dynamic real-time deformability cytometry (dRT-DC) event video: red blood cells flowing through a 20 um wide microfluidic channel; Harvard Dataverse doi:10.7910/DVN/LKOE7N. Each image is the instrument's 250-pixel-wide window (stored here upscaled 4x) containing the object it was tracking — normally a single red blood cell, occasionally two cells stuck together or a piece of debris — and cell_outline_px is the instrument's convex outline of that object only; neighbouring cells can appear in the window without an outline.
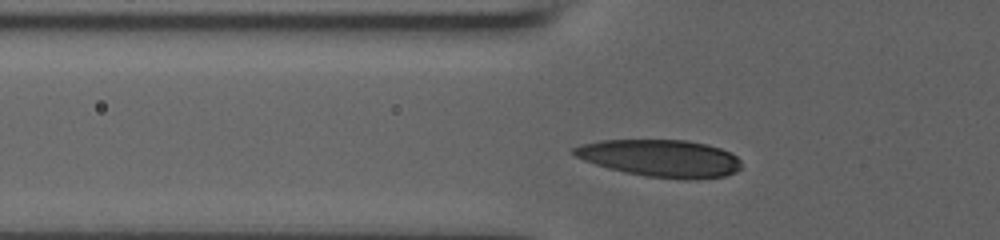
{"species": "human", "species_latin": "Homo sapiens", "temperature_condition": "room temperature", "stored_images_in_passage": 35, "camera_frame_rate_fps": 3000, "um_per_image_px": 0.085, "donor": {"sex": "male"}, "frame": {"image": 1, "passage_image": 8, "time_ms": 2.333, "image_size_px": [1000, 240], "cell_outline_px": [[740, 168], [736, 172], [724, 176], [688, 180], [684, 180], [644, 176], [624, 172], [608, 168], [584, 160], [576, 156], [572, 152], [572, 148], [580, 144], [600, 140], [688, 140], [708, 144], [720, 148], [736, 156], [740, 160]], "centroid_in_image_um": [56.14, 13.45], "position_along_channel_um": 69.7, "area_um2": 36.47}}
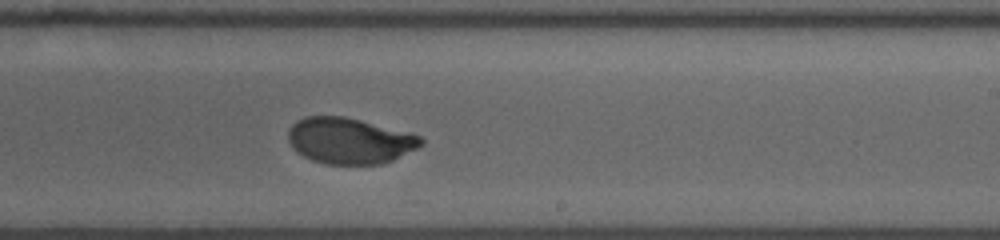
{"frame": {"image": 2, "passage_image": 23, "time_ms": 7.333, "image_size_px": [1000, 240], "cell_outline_px": [[424, 144], [392, 160], [380, 164], [324, 164], [312, 160], [304, 156], [292, 148], [288, 140], [288, 128], [296, 120], [304, 116], [344, 116], [412, 132], [420, 136], [424, 140]], "centroid_in_image_um": [29.7, 11.95], "position_along_channel_um": 259.3, "area_um2": 35.89}}
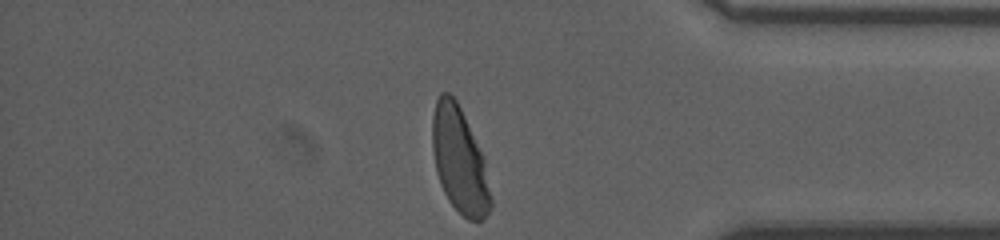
{"frame": {"image": 3, "passage_image": 35, "time_ms": 11.333, "image_size_px": [1000, 240], "cell_outline_px": [[492, 208], [480, 220], [468, 220], [448, 200], [440, 184], [436, 172], [432, 152], [432, 116], [436, 100], [440, 92], [448, 92], [456, 100], [464, 116], [484, 160], [492, 200]], "centroid_in_image_um": [39.03, 13.62], "position_along_channel_um": 396.2, "area_um2": 35.55}, "authors_computed_cell_mechanics": {"area_um2": 36.125, "velocity_mm_per_s": 3.8531, "shape_relaxation_time_tau1_ms": 3.7544, "shape_relaxation_time_tau2_ms": null, "deformation_change_tau1": 0.1743, "deformation_change_tau2": null}}